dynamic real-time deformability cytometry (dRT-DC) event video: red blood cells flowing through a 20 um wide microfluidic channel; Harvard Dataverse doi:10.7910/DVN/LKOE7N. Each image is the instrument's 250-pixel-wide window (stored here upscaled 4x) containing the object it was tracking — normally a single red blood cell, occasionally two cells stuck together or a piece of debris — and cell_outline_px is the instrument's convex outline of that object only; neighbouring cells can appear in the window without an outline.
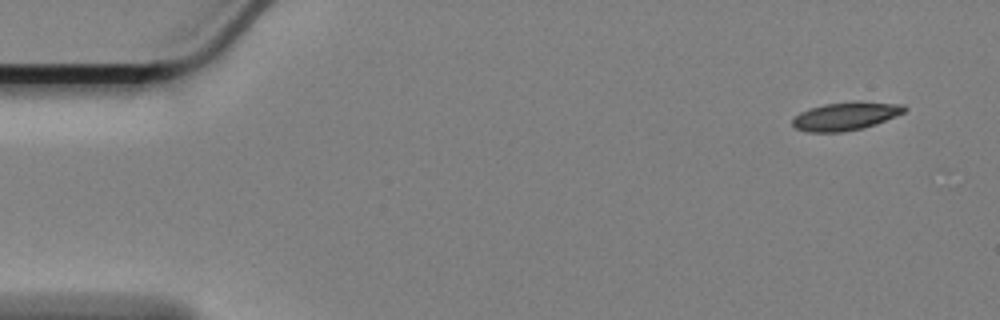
{"species": "Egyptian fruit bat (a non-hibernating species)", "species_latin": "Rousettus aegyptiacus", "temperature_condition": "cold", "stored_images_in_passage": 26, "camera_frame_rate_fps": 3000, "um_per_image_px": 0.085, "animal": {"sex": "female"}, "frame": {"image": 1, "passage_image": 1, "time_ms": 0.0, "image_size_px": [1000, 320], "cell_outline_px": [[908, 108], [904, 112], [896, 116], [876, 124], [864, 128], [844, 132], [808, 132], [796, 128], [792, 124], [792, 120], [800, 112], [824, 104], [904, 104]], "centroid_in_image_um": [71.85, 9.93], "position_along_channel_um": 13.2, "area_um2": 17.46}}
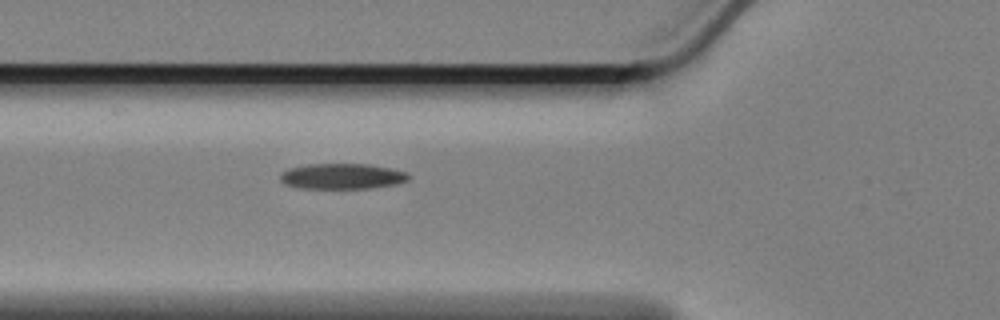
{"frame": {"image": 2, "passage_image": 18, "time_ms": 5.667, "image_size_px": [1000, 320], "cell_outline_px": [[412, 176], [408, 180], [396, 184], [372, 188], [300, 188], [284, 184], [280, 180], [280, 172], [288, 168], [308, 164], [368, 164], [392, 168], [408, 172]], "centroid_in_image_um": [29.1, 14.98], "position_along_channel_um": 96.7, "area_um2": 19.36}}
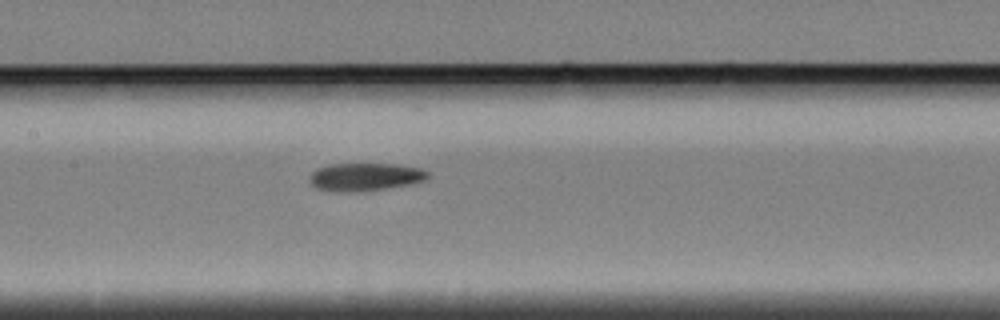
{"frame": {"image": 3, "passage_image": 25, "time_ms": 8.0, "image_size_px": [1000, 320], "cell_outline_px": [[428, 180], [412, 184], [356, 192], [340, 192], [316, 188], [312, 184], [312, 172], [316, 168], [332, 164], [396, 164], [424, 168], [428, 172]], "centroid_in_image_um": [31.11, 15.03], "position_along_channel_um": 176.3, "area_um2": 19.19}}